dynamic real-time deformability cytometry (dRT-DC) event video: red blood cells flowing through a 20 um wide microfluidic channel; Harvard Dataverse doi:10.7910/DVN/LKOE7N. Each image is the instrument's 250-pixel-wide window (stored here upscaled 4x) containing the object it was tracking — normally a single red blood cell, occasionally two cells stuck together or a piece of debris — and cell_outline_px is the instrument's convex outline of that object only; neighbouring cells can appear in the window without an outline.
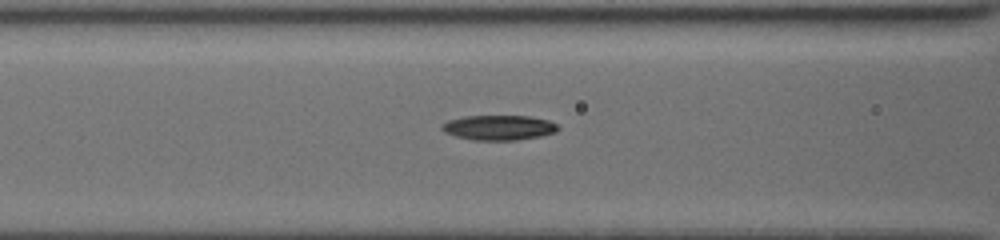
{"species": "common noctule bat (a hibernating species)", "species_latin": "Nyctalus noctula", "temperature_condition": "cold", "stored_images_in_passage": 35, "camera_frame_rate_fps": 3000, "um_per_image_px": 0.085, "animal": {"sex": "female", "body_mass_g": 19.5, "forearm_length_mm": 54.1}, "frame": {"image": 1, "passage_image": 17, "time_ms": 5.333, "image_size_px": [1000, 240], "cell_outline_px": [[560, 128], [556, 132], [540, 136], [516, 140], [472, 140], [456, 136], [444, 132], [440, 128], [448, 120], [464, 116], [528, 116], [548, 120], [556, 124]], "centroid_in_image_um": [42.4, 10.85], "position_along_channel_um": 124.2, "area_um2": 16.82}}
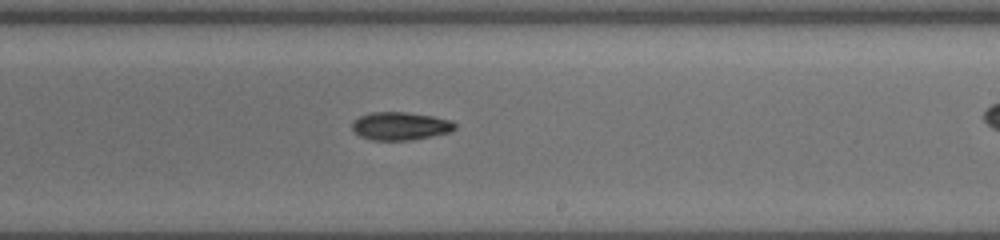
{"frame": {"image": 2, "passage_image": 25, "time_ms": 8.0, "image_size_px": [1000, 240], "cell_outline_px": [[456, 128], [452, 132], [412, 140], [372, 140], [360, 136], [352, 128], [352, 120], [360, 116], [372, 112], [404, 112], [432, 116], [452, 120], [456, 124]], "centroid_in_image_um": [34.05, 10.71], "position_along_channel_um": 254.9, "area_um2": 16.88}}
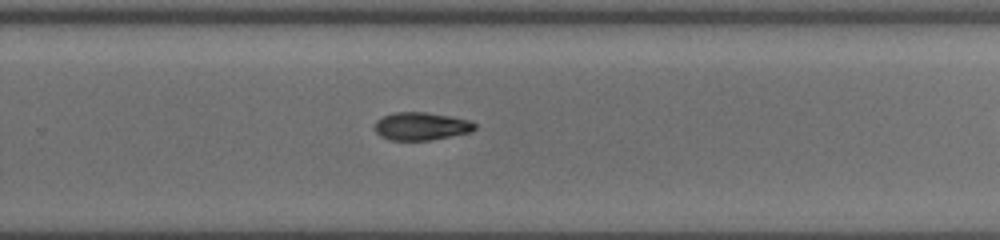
{"frame": {"image": 3, "passage_image": 28, "time_ms": 9.0, "image_size_px": [1000, 240], "cell_outline_px": [[476, 128], [472, 132], [428, 140], [388, 140], [380, 136], [376, 132], [376, 120], [384, 116], [396, 112], [424, 112], [452, 116], [468, 120], [476, 124]], "centroid_in_image_um": [35.81, 10.73], "position_along_channel_um": 294.0, "area_um2": 16.18}}